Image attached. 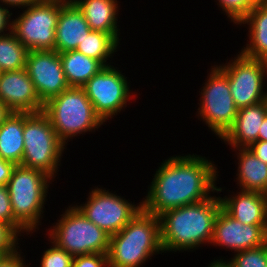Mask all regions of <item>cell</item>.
I'll use <instances>...</instances> for the list:
<instances>
[{
	"instance_id": "obj_1",
	"label": "cell",
	"mask_w": 267,
	"mask_h": 267,
	"mask_svg": "<svg viewBox=\"0 0 267 267\" xmlns=\"http://www.w3.org/2000/svg\"><path fill=\"white\" fill-rule=\"evenodd\" d=\"M176 156V157H175ZM173 155L161 163L153 174L142 208L156 216L171 209L211 198V192H222L216 186L217 167L204 156Z\"/></svg>"
},
{
	"instance_id": "obj_2",
	"label": "cell",
	"mask_w": 267,
	"mask_h": 267,
	"mask_svg": "<svg viewBox=\"0 0 267 267\" xmlns=\"http://www.w3.org/2000/svg\"><path fill=\"white\" fill-rule=\"evenodd\" d=\"M222 208L220 196L163 212L158 216L163 252L193 251L211 244L214 223Z\"/></svg>"
},
{
	"instance_id": "obj_3",
	"label": "cell",
	"mask_w": 267,
	"mask_h": 267,
	"mask_svg": "<svg viewBox=\"0 0 267 267\" xmlns=\"http://www.w3.org/2000/svg\"><path fill=\"white\" fill-rule=\"evenodd\" d=\"M160 253L159 218L141 208L127 225L110 236L108 267H143Z\"/></svg>"
},
{
	"instance_id": "obj_4",
	"label": "cell",
	"mask_w": 267,
	"mask_h": 267,
	"mask_svg": "<svg viewBox=\"0 0 267 267\" xmlns=\"http://www.w3.org/2000/svg\"><path fill=\"white\" fill-rule=\"evenodd\" d=\"M42 112L65 145H68L69 139L72 141L73 137L80 134L95 132L101 125L106 124L96 114L82 87H69L64 90L47 101Z\"/></svg>"
},
{
	"instance_id": "obj_5",
	"label": "cell",
	"mask_w": 267,
	"mask_h": 267,
	"mask_svg": "<svg viewBox=\"0 0 267 267\" xmlns=\"http://www.w3.org/2000/svg\"><path fill=\"white\" fill-rule=\"evenodd\" d=\"M54 180L45 173L15 165L7 187L14 219L29 233L39 230L49 185ZM41 219V220H40Z\"/></svg>"
},
{
	"instance_id": "obj_6",
	"label": "cell",
	"mask_w": 267,
	"mask_h": 267,
	"mask_svg": "<svg viewBox=\"0 0 267 267\" xmlns=\"http://www.w3.org/2000/svg\"><path fill=\"white\" fill-rule=\"evenodd\" d=\"M23 138L24 152L20 165L39 170L52 179L56 178L61 157L67 148L42 111L24 112Z\"/></svg>"
},
{
	"instance_id": "obj_7",
	"label": "cell",
	"mask_w": 267,
	"mask_h": 267,
	"mask_svg": "<svg viewBox=\"0 0 267 267\" xmlns=\"http://www.w3.org/2000/svg\"><path fill=\"white\" fill-rule=\"evenodd\" d=\"M48 230V238L69 254H108L110 235L89 221L75 206H68Z\"/></svg>"
},
{
	"instance_id": "obj_8",
	"label": "cell",
	"mask_w": 267,
	"mask_h": 267,
	"mask_svg": "<svg viewBox=\"0 0 267 267\" xmlns=\"http://www.w3.org/2000/svg\"><path fill=\"white\" fill-rule=\"evenodd\" d=\"M66 0H37L12 19V32L29 50H54L61 5Z\"/></svg>"
},
{
	"instance_id": "obj_9",
	"label": "cell",
	"mask_w": 267,
	"mask_h": 267,
	"mask_svg": "<svg viewBox=\"0 0 267 267\" xmlns=\"http://www.w3.org/2000/svg\"><path fill=\"white\" fill-rule=\"evenodd\" d=\"M211 67L204 86L200 88L197 116L221 139L234 124L238 108L231 95L227 75L217 64Z\"/></svg>"
},
{
	"instance_id": "obj_10",
	"label": "cell",
	"mask_w": 267,
	"mask_h": 267,
	"mask_svg": "<svg viewBox=\"0 0 267 267\" xmlns=\"http://www.w3.org/2000/svg\"><path fill=\"white\" fill-rule=\"evenodd\" d=\"M238 53L231 61L217 66L227 75L234 103L240 109L267 100V61Z\"/></svg>"
},
{
	"instance_id": "obj_11",
	"label": "cell",
	"mask_w": 267,
	"mask_h": 267,
	"mask_svg": "<svg viewBox=\"0 0 267 267\" xmlns=\"http://www.w3.org/2000/svg\"><path fill=\"white\" fill-rule=\"evenodd\" d=\"M113 65L103 67L83 86L96 114L105 123L120 113L136 95L131 96L130 82Z\"/></svg>"
},
{
	"instance_id": "obj_12",
	"label": "cell",
	"mask_w": 267,
	"mask_h": 267,
	"mask_svg": "<svg viewBox=\"0 0 267 267\" xmlns=\"http://www.w3.org/2000/svg\"><path fill=\"white\" fill-rule=\"evenodd\" d=\"M81 213L110 236L118 233L142 208V201L136 204L111 191L91 189L87 201L75 205Z\"/></svg>"
},
{
	"instance_id": "obj_13",
	"label": "cell",
	"mask_w": 267,
	"mask_h": 267,
	"mask_svg": "<svg viewBox=\"0 0 267 267\" xmlns=\"http://www.w3.org/2000/svg\"><path fill=\"white\" fill-rule=\"evenodd\" d=\"M25 69L43 104L70 87L55 50L28 51Z\"/></svg>"
},
{
	"instance_id": "obj_14",
	"label": "cell",
	"mask_w": 267,
	"mask_h": 267,
	"mask_svg": "<svg viewBox=\"0 0 267 267\" xmlns=\"http://www.w3.org/2000/svg\"><path fill=\"white\" fill-rule=\"evenodd\" d=\"M267 243V225L242 224L220 209L210 245L224 247L234 253L260 247Z\"/></svg>"
},
{
	"instance_id": "obj_15",
	"label": "cell",
	"mask_w": 267,
	"mask_h": 267,
	"mask_svg": "<svg viewBox=\"0 0 267 267\" xmlns=\"http://www.w3.org/2000/svg\"><path fill=\"white\" fill-rule=\"evenodd\" d=\"M0 101L12 112L37 113L44 106L25 68L0 74Z\"/></svg>"
},
{
	"instance_id": "obj_16",
	"label": "cell",
	"mask_w": 267,
	"mask_h": 267,
	"mask_svg": "<svg viewBox=\"0 0 267 267\" xmlns=\"http://www.w3.org/2000/svg\"><path fill=\"white\" fill-rule=\"evenodd\" d=\"M91 31L83 12L72 0H66L57 20L54 50L58 53L76 50Z\"/></svg>"
},
{
	"instance_id": "obj_17",
	"label": "cell",
	"mask_w": 267,
	"mask_h": 267,
	"mask_svg": "<svg viewBox=\"0 0 267 267\" xmlns=\"http://www.w3.org/2000/svg\"><path fill=\"white\" fill-rule=\"evenodd\" d=\"M267 116V100L238 109L234 124L220 139L233 149L248 148L258 141V133Z\"/></svg>"
},
{
	"instance_id": "obj_18",
	"label": "cell",
	"mask_w": 267,
	"mask_h": 267,
	"mask_svg": "<svg viewBox=\"0 0 267 267\" xmlns=\"http://www.w3.org/2000/svg\"><path fill=\"white\" fill-rule=\"evenodd\" d=\"M220 197L222 208L235 220L248 225H267V194L237 191Z\"/></svg>"
},
{
	"instance_id": "obj_19",
	"label": "cell",
	"mask_w": 267,
	"mask_h": 267,
	"mask_svg": "<svg viewBox=\"0 0 267 267\" xmlns=\"http://www.w3.org/2000/svg\"><path fill=\"white\" fill-rule=\"evenodd\" d=\"M83 12L92 31L110 34L120 44L117 0H72Z\"/></svg>"
},
{
	"instance_id": "obj_20",
	"label": "cell",
	"mask_w": 267,
	"mask_h": 267,
	"mask_svg": "<svg viewBox=\"0 0 267 267\" xmlns=\"http://www.w3.org/2000/svg\"><path fill=\"white\" fill-rule=\"evenodd\" d=\"M247 24L248 43L241 53L247 57L267 61V3L255 2L250 12L237 24Z\"/></svg>"
},
{
	"instance_id": "obj_21",
	"label": "cell",
	"mask_w": 267,
	"mask_h": 267,
	"mask_svg": "<svg viewBox=\"0 0 267 267\" xmlns=\"http://www.w3.org/2000/svg\"><path fill=\"white\" fill-rule=\"evenodd\" d=\"M238 150V152H236ZM237 153V184L243 191L267 194V163L262 162L248 148L233 149Z\"/></svg>"
},
{
	"instance_id": "obj_22",
	"label": "cell",
	"mask_w": 267,
	"mask_h": 267,
	"mask_svg": "<svg viewBox=\"0 0 267 267\" xmlns=\"http://www.w3.org/2000/svg\"><path fill=\"white\" fill-rule=\"evenodd\" d=\"M24 112H12L0 127V158L21 164L24 152Z\"/></svg>"
},
{
	"instance_id": "obj_23",
	"label": "cell",
	"mask_w": 267,
	"mask_h": 267,
	"mask_svg": "<svg viewBox=\"0 0 267 267\" xmlns=\"http://www.w3.org/2000/svg\"><path fill=\"white\" fill-rule=\"evenodd\" d=\"M59 54L64 75L70 87H82L92 76L105 67L99 60L88 57L77 50Z\"/></svg>"
},
{
	"instance_id": "obj_24",
	"label": "cell",
	"mask_w": 267,
	"mask_h": 267,
	"mask_svg": "<svg viewBox=\"0 0 267 267\" xmlns=\"http://www.w3.org/2000/svg\"><path fill=\"white\" fill-rule=\"evenodd\" d=\"M119 43L110 35L100 31H91L85 39L78 44L76 50L88 57L99 60L104 66L111 65L107 62L114 57L119 48Z\"/></svg>"
},
{
	"instance_id": "obj_25",
	"label": "cell",
	"mask_w": 267,
	"mask_h": 267,
	"mask_svg": "<svg viewBox=\"0 0 267 267\" xmlns=\"http://www.w3.org/2000/svg\"><path fill=\"white\" fill-rule=\"evenodd\" d=\"M28 51L12 31L0 36V69L2 72L25 68Z\"/></svg>"
},
{
	"instance_id": "obj_26",
	"label": "cell",
	"mask_w": 267,
	"mask_h": 267,
	"mask_svg": "<svg viewBox=\"0 0 267 267\" xmlns=\"http://www.w3.org/2000/svg\"><path fill=\"white\" fill-rule=\"evenodd\" d=\"M234 254L230 258L233 267H267V243Z\"/></svg>"
},
{
	"instance_id": "obj_27",
	"label": "cell",
	"mask_w": 267,
	"mask_h": 267,
	"mask_svg": "<svg viewBox=\"0 0 267 267\" xmlns=\"http://www.w3.org/2000/svg\"><path fill=\"white\" fill-rule=\"evenodd\" d=\"M217 5L222 8L227 18L236 25L250 12L254 7V0H217Z\"/></svg>"
},
{
	"instance_id": "obj_28",
	"label": "cell",
	"mask_w": 267,
	"mask_h": 267,
	"mask_svg": "<svg viewBox=\"0 0 267 267\" xmlns=\"http://www.w3.org/2000/svg\"><path fill=\"white\" fill-rule=\"evenodd\" d=\"M43 252L40 267H72L74 256L59 248L54 242Z\"/></svg>"
},
{
	"instance_id": "obj_29",
	"label": "cell",
	"mask_w": 267,
	"mask_h": 267,
	"mask_svg": "<svg viewBox=\"0 0 267 267\" xmlns=\"http://www.w3.org/2000/svg\"><path fill=\"white\" fill-rule=\"evenodd\" d=\"M22 236L12 225L0 222V252L5 256H10L20 248L18 241Z\"/></svg>"
},
{
	"instance_id": "obj_30",
	"label": "cell",
	"mask_w": 267,
	"mask_h": 267,
	"mask_svg": "<svg viewBox=\"0 0 267 267\" xmlns=\"http://www.w3.org/2000/svg\"><path fill=\"white\" fill-rule=\"evenodd\" d=\"M0 222L12 225L20 234L29 233L14 219L7 185H0Z\"/></svg>"
},
{
	"instance_id": "obj_31",
	"label": "cell",
	"mask_w": 267,
	"mask_h": 267,
	"mask_svg": "<svg viewBox=\"0 0 267 267\" xmlns=\"http://www.w3.org/2000/svg\"><path fill=\"white\" fill-rule=\"evenodd\" d=\"M72 267H108V254L76 255L73 258Z\"/></svg>"
},
{
	"instance_id": "obj_32",
	"label": "cell",
	"mask_w": 267,
	"mask_h": 267,
	"mask_svg": "<svg viewBox=\"0 0 267 267\" xmlns=\"http://www.w3.org/2000/svg\"><path fill=\"white\" fill-rule=\"evenodd\" d=\"M12 14L8 7L0 4V36L12 31Z\"/></svg>"
},
{
	"instance_id": "obj_33",
	"label": "cell",
	"mask_w": 267,
	"mask_h": 267,
	"mask_svg": "<svg viewBox=\"0 0 267 267\" xmlns=\"http://www.w3.org/2000/svg\"><path fill=\"white\" fill-rule=\"evenodd\" d=\"M21 253L23 252L20 249V252L18 251L10 256H5L0 262V267H30V264L26 265L25 255L22 256Z\"/></svg>"
},
{
	"instance_id": "obj_34",
	"label": "cell",
	"mask_w": 267,
	"mask_h": 267,
	"mask_svg": "<svg viewBox=\"0 0 267 267\" xmlns=\"http://www.w3.org/2000/svg\"><path fill=\"white\" fill-rule=\"evenodd\" d=\"M15 164L0 158V185H7Z\"/></svg>"
},
{
	"instance_id": "obj_35",
	"label": "cell",
	"mask_w": 267,
	"mask_h": 267,
	"mask_svg": "<svg viewBox=\"0 0 267 267\" xmlns=\"http://www.w3.org/2000/svg\"><path fill=\"white\" fill-rule=\"evenodd\" d=\"M248 149L262 162L267 163V141L258 140L252 143Z\"/></svg>"
},
{
	"instance_id": "obj_36",
	"label": "cell",
	"mask_w": 267,
	"mask_h": 267,
	"mask_svg": "<svg viewBox=\"0 0 267 267\" xmlns=\"http://www.w3.org/2000/svg\"><path fill=\"white\" fill-rule=\"evenodd\" d=\"M37 0H0V4L6 6V7H11L16 9H23L25 7H27L28 5L36 2ZM21 7V8H20Z\"/></svg>"
},
{
	"instance_id": "obj_37",
	"label": "cell",
	"mask_w": 267,
	"mask_h": 267,
	"mask_svg": "<svg viewBox=\"0 0 267 267\" xmlns=\"http://www.w3.org/2000/svg\"><path fill=\"white\" fill-rule=\"evenodd\" d=\"M11 114L12 111L0 101V127Z\"/></svg>"
},
{
	"instance_id": "obj_38",
	"label": "cell",
	"mask_w": 267,
	"mask_h": 267,
	"mask_svg": "<svg viewBox=\"0 0 267 267\" xmlns=\"http://www.w3.org/2000/svg\"><path fill=\"white\" fill-rule=\"evenodd\" d=\"M258 140L267 141V116L264 118L258 133Z\"/></svg>"
},
{
	"instance_id": "obj_39",
	"label": "cell",
	"mask_w": 267,
	"mask_h": 267,
	"mask_svg": "<svg viewBox=\"0 0 267 267\" xmlns=\"http://www.w3.org/2000/svg\"><path fill=\"white\" fill-rule=\"evenodd\" d=\"M208 267H233L230 259L228 260H223L221 259H217V260H213V262L211 261V264L208 265Z\"/></svg>"
},
{
	"instance_id": "obj_40",
	"label": "cell",
	"mask_w": 267,
	"mask_h": 267,
	"mask_svg": "<svg viewBox=\"0 0 267 267\" xmlns=\"http://www.w3.org/2000/svg\"><path fill=\"white\" fill-rule=\"evenodd\" d=\"M4 257H5V255L2 252H0V262Z\"/></svg>"
},
{
	"instance_id": "obj_41",
	"label": "cell",
	"mask_w": 267,
	"mask_h": 267,
	"mask_svg": "<svg viewBox=\"0 0 267 267\" xmlns=\"http://www.w3.org/2000/svg\"><path fill=\"white\" fill-rule=\"evenodd\" d=\"M262 3H267V0H261Z\"/></svg>"
}]
</instances>
